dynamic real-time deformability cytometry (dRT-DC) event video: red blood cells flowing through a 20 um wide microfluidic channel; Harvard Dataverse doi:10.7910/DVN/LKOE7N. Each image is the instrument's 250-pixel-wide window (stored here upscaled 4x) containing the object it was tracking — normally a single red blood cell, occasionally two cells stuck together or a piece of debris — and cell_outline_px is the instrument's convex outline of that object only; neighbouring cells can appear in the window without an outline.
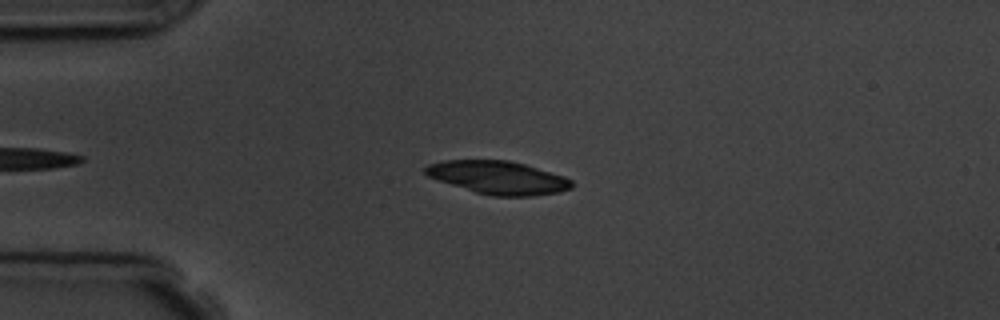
{"species": "common noctule bat (a hibernating species)", "species_latin": "Nyctalus noctula", "temperature_condition": "room temperature", "stored_images_in_passage": 5, "camera_frame_rate_fps": 3000, "um_per_image_px": 0.085, "animal": {"sex": "male", "body_mass_g": 19.5, "forearm_length_mm": 54.6}, "frame": {"image": 1, "passage_image": 4, "time_ms": 4.333, "image_size_px": [1000, 320], "cell_outline_px": [[572, 188], [560, 192], [532, 196], [492, 196], [476, 192], [428, 176], [424, 172], [424, 168], [428, 164], [444, 160], [508, 160], [524, 164], [564, 176], [572, 180]], "centroid_in_image_um": [42.36, 15.09], "position_along_channel_um": 42.6, "area_um2": 27.98}}